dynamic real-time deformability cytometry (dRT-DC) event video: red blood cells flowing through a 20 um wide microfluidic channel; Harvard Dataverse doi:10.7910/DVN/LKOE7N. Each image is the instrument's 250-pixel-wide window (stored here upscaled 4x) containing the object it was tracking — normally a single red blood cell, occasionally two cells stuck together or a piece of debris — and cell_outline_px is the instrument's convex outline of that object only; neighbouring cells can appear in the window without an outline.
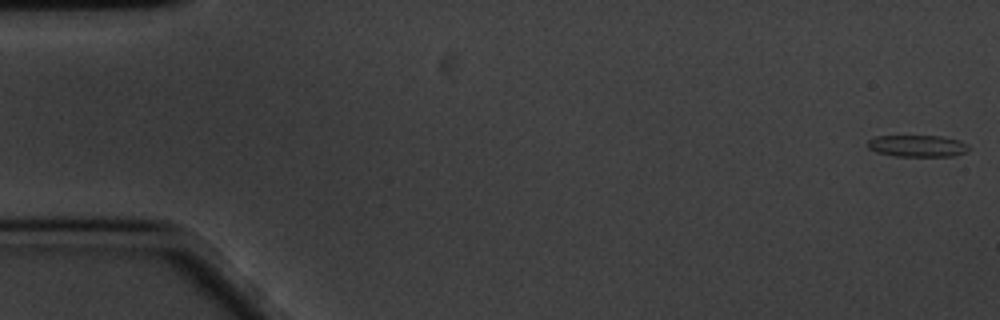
{"species": "common noctule bat (a hibernating species)", "species_latin": "Nyctalus noctula", "temperature_condition": "cold", "stored_images_in_passage": 59, "camera_frame_rate_fps": 3000, "um_per_image_px": 0.085, "animal": {"sex": "male", "body_mass_g": 20.1, "forearm_length_mm": 53.5}, "frame": {"image": 1, "passage_image": 1, "time_ms": 0.0, "image_size_px": [1000, 320], "cell_outline_px": [[968, 152], [952, 156], [896, 156], [876, 152], [868, 148], [868, 140], [876, 136], [940, 136], [960, 140], [968, 144]], "centroid_in_image_um": [78.0, 12.4], "position_along_channel_um": 7.0, "area_um2": 12.83}}
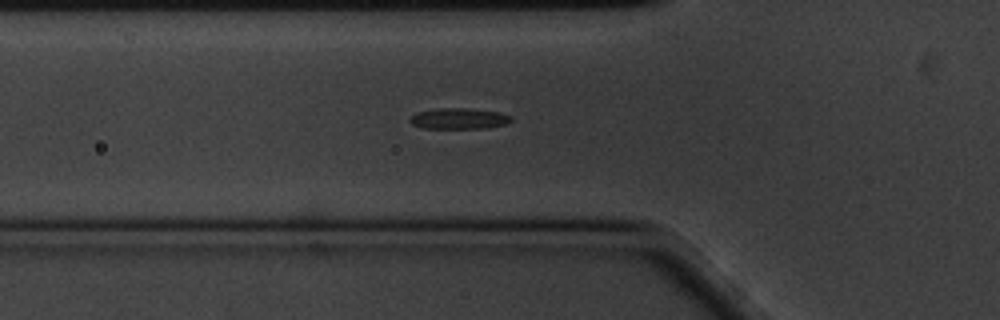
{"frame": {"image": 2, "passage_image": 20, "time_ms": 6.333, "image_size_px": [1000, 320], "cell_outline_px": [[512, 120], [508, 124], [488, 128], [424, 128], [412, 124], [408, 120], [416, 112], [436, 108], [468, 108], [500, 112], [512, 116]], "centroid_in_image_um": [39.04, 10.07], "position_along_channel_um": 86.8, "area_um2": 12.48}}
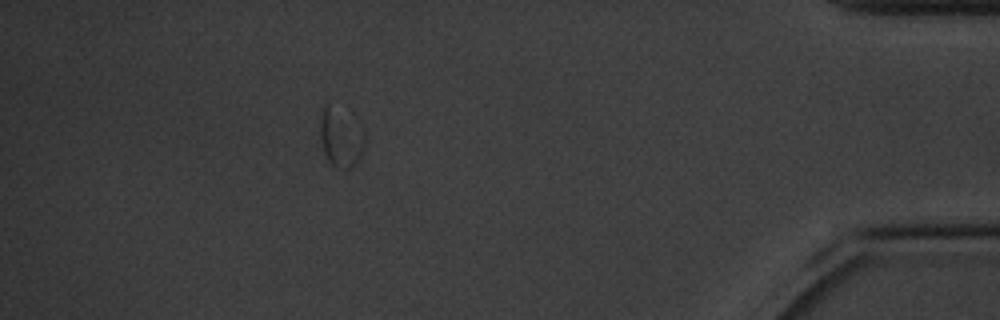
{"frame": {"image": 3, "passage_image": 53, "time_ms": 17.333, "image_size_px": [1000, 320], "cell_outline_px": [[364, 144], [360, 156], [356, 164], [352, 168], [340, 168], [332, 164], [328, 160], [324, 152], [320, 136], [320, 120], [324, 108], [328, 104], [364, 128]], "centroid_in_image_um": [28.97, 11.75], "position_along_channel_um": 406.2, "area_um2": 14.74}, "authors_computed_cell_mechanics": {"area_um2": 12.716, "velocity_mm_per_s": 3.3566, "shape_relaxation_time_tau1_ms": 4.0183, "shape_relaxation_time_tau2_ms": null, "deformation_change_tau1": 0.0977, "deformation_change_tau2": null}}